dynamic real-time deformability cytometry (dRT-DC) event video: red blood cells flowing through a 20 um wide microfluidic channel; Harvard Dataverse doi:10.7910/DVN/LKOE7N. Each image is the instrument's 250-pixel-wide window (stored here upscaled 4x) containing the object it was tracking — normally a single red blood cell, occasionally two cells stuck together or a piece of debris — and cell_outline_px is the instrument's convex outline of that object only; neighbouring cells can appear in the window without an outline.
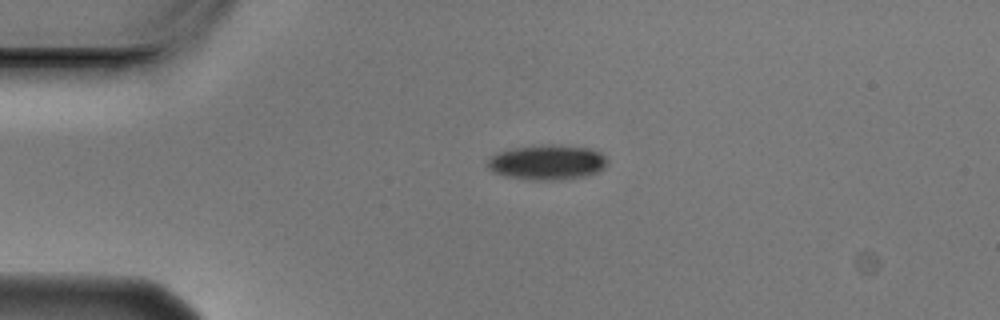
{"species": "Egyptian fruit bat (a non-hibernating species)", "species_latin": "Rousettus aegyptiacus", "temperature_condition": "cold", "stored_images_in_passage": 5, "camera_frame_rate_fps": 3000, "um_per_image_px": 0.085, "animal": {"sex": "male"}, "frame": {"image": 1, "passage_image": 5, "time_ms": 1.333, "image_size_px": [1000, 320], "cell_outline_px": [[608, 164], [600, 172], [588, 176], [564, 180], [532, 180], [504, 176], [492, 172], [484, 164], [496, 152], [512, 148], [540, 144], [552, 144], [588, 148], [600, 152], [608, 160]], "centroid_in_image_um": [46.51, 13.8], "position_along_channel_um": 38.5, "area_um2": 25.03}}